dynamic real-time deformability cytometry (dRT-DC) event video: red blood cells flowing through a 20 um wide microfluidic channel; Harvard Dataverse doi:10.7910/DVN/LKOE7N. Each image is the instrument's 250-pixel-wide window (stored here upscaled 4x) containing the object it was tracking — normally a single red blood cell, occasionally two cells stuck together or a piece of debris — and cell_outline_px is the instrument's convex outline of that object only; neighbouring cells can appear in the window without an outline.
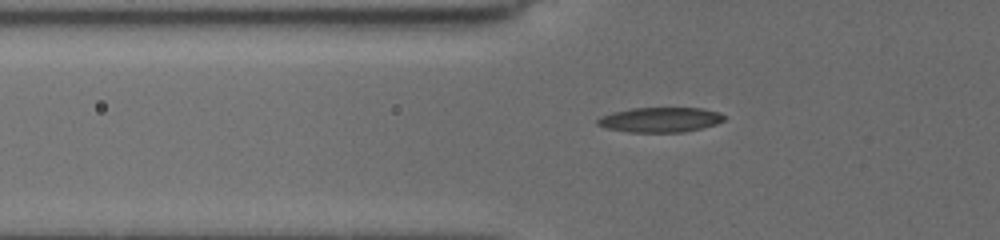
{"species": "common noctule bat (a hibernating species)", "species_latin": "Nyctalus noctula", "temperature_condition": "cold", "stored_images_in_passage": 45, "camera_frame_rate_fps": 3000, "um_per_image_px": 0.085, "animal": {"sex": "female", "body_mass_g": 19.5, "forearm_length_mm": 54.1}, "frame": {"image": 1, "passage_image": 11, "time_ms": 3.333, "image_size_px": [1000, 240], "cell_outline_px": [[724, 120], [716, 124], [684, 132], [628, 132], [608, 128], [596, 124], [596, 120], [600, 116], [612, 112], [632, 108], [704, 108], [720, 112], [724, 116]], "centroid_in_image_um": [56.11, 10.17], "position_along_channel_um": 69.7, "area_um2": 18.38}}
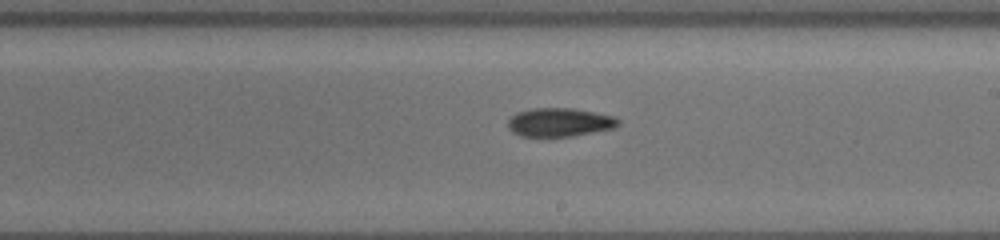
{"frame": {"image": 2, "passage_image": 25, "time_ms": 8.0, "image_size_px": [1000, 240], "cell_outline_px": [[620, 124], [612, 128], [572, 136], [520, 136], [512, 132], [508, 128], [508, 120], [516, 112], [532, 108], [572, 108], [616, 116], [620, 120]], "centroid_in_image_um": [47.55, 10.38], "position_along_channel_um": 241.4, "area_um2": 18.38}}
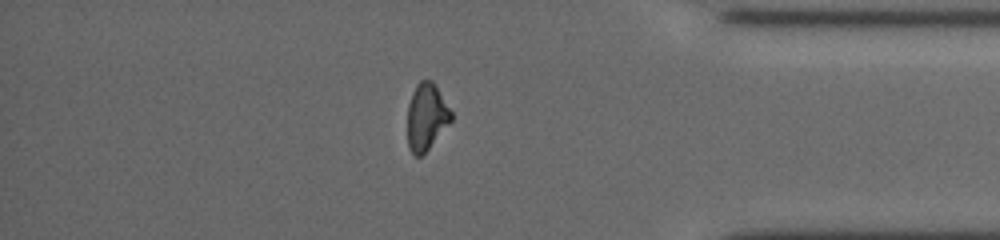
{"frame": {"image": 3, "passage_image": 39, "time_ms": 12.667, "image_size_px": [1000, 240], "cell_outline_px": [[452, 120], [428, 148], [420, 156], [412, 156], [408, 148], [408, 104], [412, 92], [416, 84], [420, 80], [432, 80], [452, 112]], "centroid_in_image_um": [36.22, 9.92], "position_along_channel_um": 399.0, "area_um2": 16.88}}